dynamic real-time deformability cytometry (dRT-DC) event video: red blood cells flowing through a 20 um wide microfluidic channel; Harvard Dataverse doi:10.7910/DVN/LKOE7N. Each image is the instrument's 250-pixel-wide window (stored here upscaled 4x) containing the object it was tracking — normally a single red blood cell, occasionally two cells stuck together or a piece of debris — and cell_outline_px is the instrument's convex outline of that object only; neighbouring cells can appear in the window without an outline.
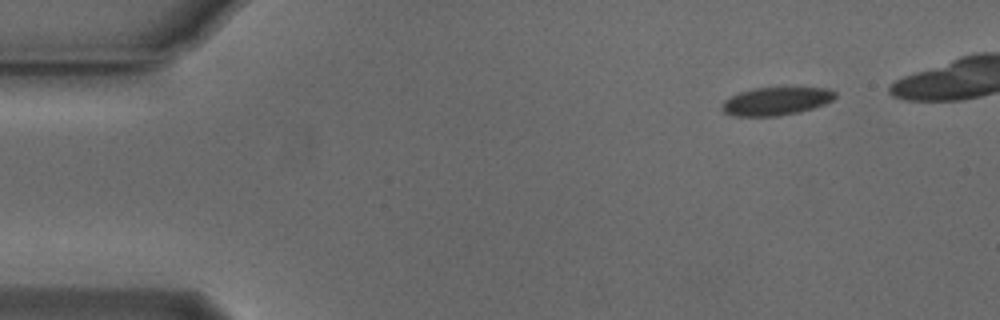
{"species": "Egyptian fruit bat (a non-hibernating species)", "species_latin": "Rousettus aegyptiacus", "temperature_condition": "cold", "stored_images_in_passage": 41, "camera_frame_rate_fps": 3000, "um_per_image_px": 0.085, "animal": {"sex": "male"}, "frame": {"image": 1, "passage_image": 1, "time_ms": 0.0, "image_size_px": [1000, 320], "cell_outline_px": [[836, 96], [832, 100], [824, 104], [800, 112], [776, 116], [736, 116], [724, 112], [720, 108], [720, 104], [724, 100], [740, 92], [752, 88], [828, 88], [836, 92]], "centroid_in_image_um": [65.94, 8.6], "position_along_channel_um": 19.1, "area_um2": 18.44}}
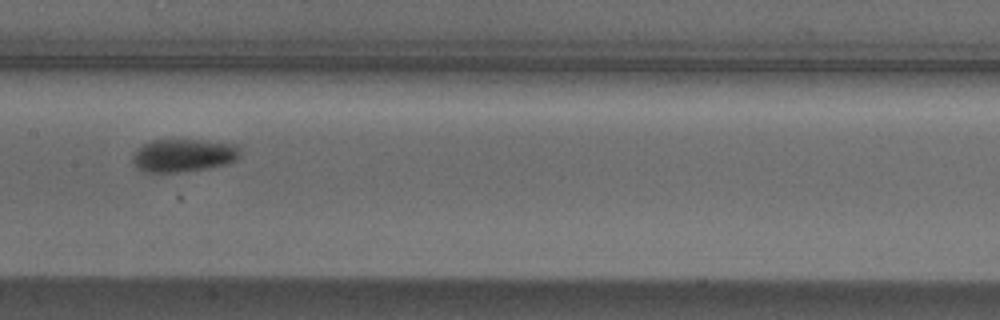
{"frame": {"image": 2, "passage_image": 22, "time_ms": 7.0, "image_size_px": [1000, 320], "cell_outline_px": [[240, 156], [236, 160], [228, 164], [208, 168], [180, 172], [144, 172], [136, 168], [132, 160], [132, 156], [144, 144], [152, 140], [200, 140], [236, 144], [240, 148]], "centroid_in_image_um": [15.62, 13.22], "position_along_channel_um": 191.8, "area_um2": 20.69}}
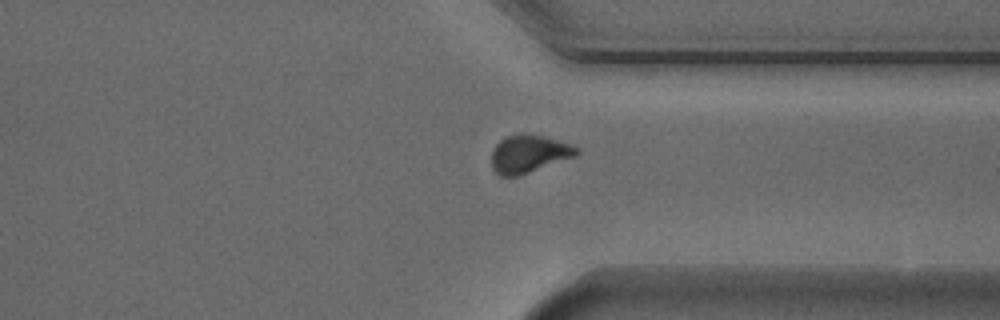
{"frame": {"image": 3, "passage_image": 36, "time_ms": 11.667, "image_size_px": [1000, 320], "cell_outline_px": [[580, 152], [576, 156], [520, 176], [500, 176], [492, 168], [492, 152], [496, 144], [500, 140], [508, 136], [524, 132], [544, 136], [572, 144], [580, 148]], "centroid_in_image_um": [44.98, 13.07], "position_along_channel_um": 366.4, "area_um2": 19.02}, "authors_computed_cell_mechanics": {"area_um2": 19.9988, "velocity_mm_per_s": 3.7637, "shape_relaxation_time_tau1_ms": 2.5137, "shape_relaxation_time_tau2_ms": 4.1372, "deformation_change_tau1": 0.0801, "deformation_change_tau2": 0.0675}}